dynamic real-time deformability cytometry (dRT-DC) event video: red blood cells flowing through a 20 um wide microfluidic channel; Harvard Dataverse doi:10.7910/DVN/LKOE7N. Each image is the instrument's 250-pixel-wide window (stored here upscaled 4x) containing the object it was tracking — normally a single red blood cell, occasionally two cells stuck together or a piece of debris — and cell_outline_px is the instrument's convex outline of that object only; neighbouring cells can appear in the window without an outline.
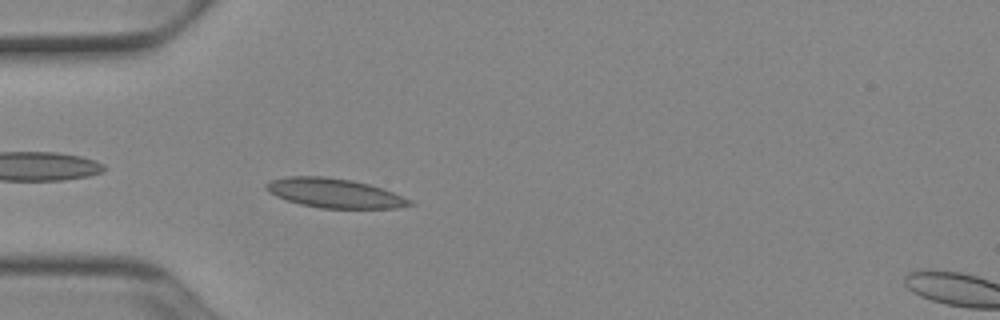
{"species": "Egyptian fruit bat (a non-hibernating species)", "species_latin": "Rousettus aegyptiacus", "temperature_condition": "cold", "stored_images_in_passage": 38, "camera_frame_rate_fps": 3000, "um_per_image_px": 0.085, "animal": {"sex": "female"}, "frame": {"image": 1, "passage_image": 2, "time_ms": 0.333, "image_size_px": [1000, 320], "cell_outline_px": [[416, 204], [396, 208], [320, 208], [300, 204], [276, 196], [268, 192], [264, 188], [264, 184], [272, 180], [288, 176], [324, 176], [352, 180], [384, 188], [412, 200]], "centroid_in_image_um": [28.44, 16.41], "position_along_channel_um": 56.6, "area_um2": 24.62}}
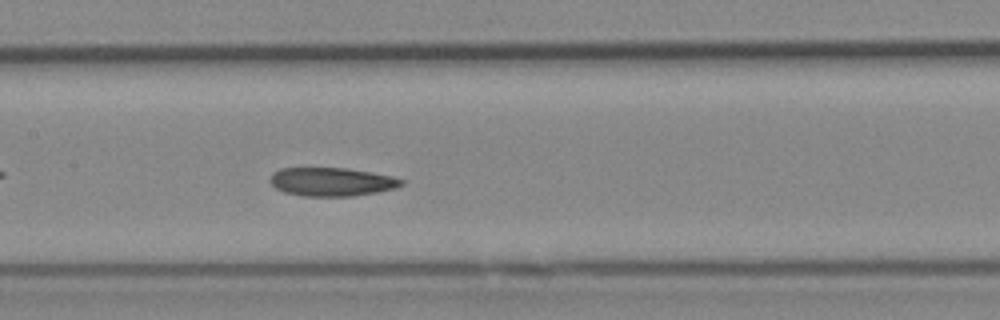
{"frame": {"image": 2, "passage_image": 12, "time_ms": 3.667, "image_size_px": [1000, 320], "cell_outline_px": [[404, 184], [396, 188], [380, 192], [352, 196], [300, 196], [284, 192], [276, 188], [268, 180], [272, 172], [280, 168], [348, 168], [372, 172], [392, 176], [404, 180]], "centroid_in_image_um": [28.2, 15.45], "position_along_channel_um": 179.2, "area_um2": 22.14}}
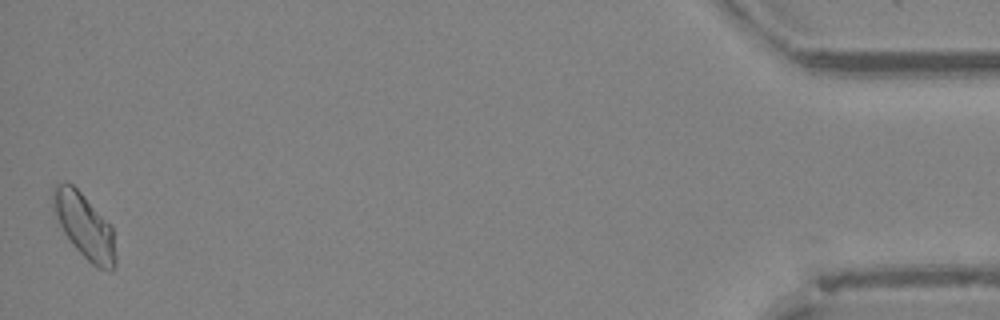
{"frame": {"image": 3, "passage_image": 38, "time_ms": 12.333, "image_size_px": [1000, 320], "cell_outline_px": [[116, 264], [112, 272], [96, 268], [72, 244], [64, 232], [52, 208], [52, 188], [56, 184], [64, 180], [72, 184], [112, 224], [116, 256]], "centroid_in_image_um": [7.2, 19.21], "position_along_channel_um": 428.0, "area_um2": 23.87}, "authors_computed_cell_mechanics": {"area_um2": 22.2819, "velocity_mm_per_s": 3.8797, "shape_relaxation_time_tau1_ms": null, "shape_relaxation_time_tau2_ms": 5.3751, "deformation_change_tau1": null, "deformation_change_tau2": 0.108}}